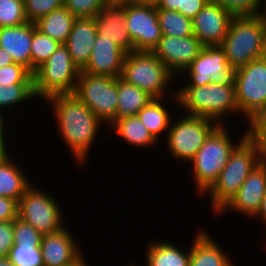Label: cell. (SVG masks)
<instances>
[{"label":"cell","mask_w":266,"mask_h":266,"mask_svg":"<svg viewBox=\"0 0 266 266\" xmlns=\"http://www.w3.org/2000/svg\"><path fill=\"white\" fill-rule=\"evenodd\" d=\"M44 102L49 103L58 135L69 147L72 158L84 166L103 122L74 93L54 95Z\"/></svg>","instance_id":"1"},{"label":"cell","mask_w":266,"mask_h":266,"mask_svg":"<svg viewBox=\"0 0 266 266\" xmlns=\"http://www.w3.org/2000/svg\"><path fill=\"white\" fill-rule=\"evenodd\" d=\"M261 162L259 142L249 133L231 152L217 181L204 194L210 195L211 212L217 214Z\"/></svg>","instance_id":"2"},{"label":"cell","mask_w":266,"mask_h":266,"mask_svg":"<svg viewBox=\"0 0 266 266\" xmlns=\"http://www.w3.org/2000/svg\"><path fill=\"white\" fill-rule=\"evenodd\" d=\"M172 90L168 98L172 95L169 99L181 106L187 115L202 116L219 125H226L223 121L226 115L239 114L235 85L210 83L201 87H180Z\"/></svg>","instance_id":"3"},{"label":"cell","mask_w":266,"mask_h":266,"mask_svg":"<svg viewBox=\"0 0 266 266\" xmlns=\"http://www.w3.org/2000/svg\"><path fill=\"white\" fill-rule=\"evenodd\" d=\"M220 47L228 64L237 69L266 56L265 23L261 14L233 16Z\"/></svg>","instance_id":"4"},{"label":"cell","mask_w":266,"mask_h":266,"mask_svg":"<svg viewBox=\"0 0 266 266\" xmlns=\"http://www.w3.org/2000/svg\"><path fill=\"white\" fill-rule=\"evenodd\" d=\"M225 125H219L205 140L202 147L189 163L194 178L196 191L202 196L217 181L220 172L225 167L231 152L250 133V128L237 142H233Z\"/></svg>","instance_id":"5"},{"label":"cell","mask_w":266,"mask_h":266,"mask_svg":"<svg viewBox=\"0 0 266 266\" xmlns=\"http://www.w3.org/2000/svg\"><path fill=\"white\" fill-rule=\"evenodd\" d=\"M120 78L153 98L167 99L169 84L176 76L152 52L131 51L126 53Z\"/></svg>","instance_id":"6"},{"label":"cell","mask_w":266,"mask_h":266,"mask_svg":"<svg viewBox=\"0 0 266 266\" xmlns=\"http://www.w3.org/2000/svg\"><path fill=\"white\" fill-rule=\"evenodd\" d=\"M80 69L73 63L65 44L59 47L33 73L35 97L46 100L59 94H73Z\"/></svg>","instance_id":"7"},{"label":"cell","mask_w":266,"mask_h":266,"mask_svg":"<svg viewBox=\"0 0 266 266\" xmlns=\"http://www.w3.org/2000/svg\"><path fill=\"white\" fill-rule=\"evenodd\" d=\"M235 93L239 116L250 128L266 113V56L236 69Z\"/></svg>","instance_id":"8"},{"label":"cell","mask_w":266,"mask_h":266,"mask_svg":"<svg viewBox=\"0 0 266 266\" xmlns=\"http://www.w3.org/2000/svg\"><path fill=\"white\" fill-rule=\"evenodd\" d=\"M218 126L214 120L184 114L179 120L171 122L165 137L166 148L177 161H180L179 163L189 164Z\"/></svg>","instance_id":"9"},{"label":"cell","mask_w":266,"mask_h":266,"mask_svg":"<svg viewBox=\"0 0 266 266\" xmlns=\"http://www.w3.org/2000/svg\"><path fill=\"white\" fill-rule=\"evenodd\" d=\"M74 94L105 124L116 120L117 78L92 75L80 70Z\"/></svg>","instance_id":"10"},{"label":"cell","mask_w":266,"mask_h":266,"mask_svg":"<svg viewBox=\"0 0 266 266\" xmlns=\"http://www.w3.org/2000/svg\"><path fill=\"white\" fill-rule=\"evenodd\" d=\"M56 201L53 195L31 185L18 201V217L42 235L57 232L65 223Z\"/></svg>","instance_id":"11"},{"label":"cell","mask_w":266,"mask_h":266,"mask_svg":"<svg viewBox=\"0 0 266 266\" xmlns=\"http://www.w3.org/2000/svg\"><path fill=\"white\" fill-rule=\"evenodd\" d=\"M187 74V83L180 87H201L217 83L235 85L236 69L228 64L226 54L220 46H205L182 74Z\"/></svg>","instance_id":"12"},{"label":"cell","mask_w":266,"mask_h":266,"mask_svg":"<svg viewBox=\"0 0 266 266\" xmlns=\"http://www.w3.org/2000/svg\"><path fill=\"white\" fill-rule=\"evenodd\" d=\"M125 25L134 51L152 52L162 38L155 2L126 4Z\"/></svg>","instance_id":"13"},{"label":"cell","mask_w":266,"mask_h":266,"mask_svg":"<svg viewBox=\"0 0 266 266\" xmlns=\"http://www.w3.org/2000/svg\"><path fill=\"white\" fill-rule=\"evenodd\" d=\"M204 46L195 35L176 37L162 35L152 53L174 74L180 75L190 66ZM177 73V74H176Z\"/></svg>","instance_id":"14"},{"label":"cell","mask_w":266,"mask_h":266,"mask_svg":"<svg viewBox=\"0 0 266 266\" xmlns=\"http://www.w3.org/2000/svg\"><path fill=\"white\" fill-rule=\"evenodd\" d=\"M266 192V163L261 162L247 176L238 192L229 200V202L216 214L234 211L242 213L249 218L254 217L259 212L263 196Z\"/></svg>","instance_id":"15"},{"label":"cell","mask_w":266,"mask_h":266,"mask_svg":"<svg viewBox=\"0 0 266 266\" xmlns=\"http://www.w3.org/2000/svg\"><path fill=\"white\" fill-rule=\"evenodd\" d=\"M233 15L209 0L192 19L193 33L205 46H220L227 34Z\"/></svg>","instance_id":"16"},{"label":"cell","mask_w":266,"mask_h":266,"mask_svg":"<svg viewBox=\"0 0 266 266\" xmlns=\"http://www.w3.org/2000/svg\"><path fill=\"white\" fill-rule=\"evenodd\" d=\"M73 236L72 231L66 227L43 235L40 244L43 266H69L78 260L83 251Z\"/></svg>","instance_id":"17"},{"label":"cell","mask_w":266,"mask_h":266,"mask_svg":"<svg viewBox=\"0 0 266 266\" xmlns=\"http://www.w3.org/2000/svg\"><path fill=\"white\" fill-rule=\"evenodd\" d=\"M126 52L114 40L96 36L92 53L83 72L108 77H120Z\"/></svg>","instance_id":"18"},{"label":"cell","mask_w":266,"mask_h":266,"mask_svg":"<svg viewBox=\"0 0 266 266\" xmlns=\"http://www.w3.org/2000/svg\"><path fill=\"white\" fill-rule=\"evenodd\" d=\"M126 4H106L95 17L97 36L114 40L126 53L134 51L132 40L125 25Z\"/></svg>","instance_id":"19"},{"label":"cell","mask_w":266,"mask_h":266,"mask_svg":"<svg viewBox=\"0 0 266 266\" xmlns=\"http://www.w3.org/2000/svg\"><path fill=\"white\" fill-rule=\"evenodd\" d=\"M35 24L26 22L20 26L0 28V47L6 50L14 63L26 67L31 72V41Z\"/></svg>","instance_id":"20"},{"label":"cell","mask_w":266,"mask_h":266,"mask_svg":"<svg viewBox=\"0 0 266 266\" xmlns=\"http://www.w3.org/2000/svg\"><path fill=\"white\" fill-rule=\"evenodd\" d=\"M96 36L95 18H76L65 45L73 63L80 70L90 59Z\"/></svg>","instance_id":"21"},{"label":"cell","mask_w":266,"mask_h":266,"mask_svg":"<svg viewBox=\"0 0 266 266\" xmlns=\"http://www.w3.org/2000/svg\"><path fill=\"white\" fill-rule=\"evenodd\" d=\"M192 242L189 266H235L221 245L204 228L195 232Z\"/></svg>","instance_id":"22"},{"label":"cell","mask_w":266,"mask_h":266,"mask_svg":"<svg viewBox=\"0 0 266 266\" xmlns=\"http://www.w3.org/2000/svg\"><path fill=\"white\" fill-rule=\"evenodd\" d=\"M145 266H189L191 247L182 250L170 241H151L146 247Z\"/></svg>","instance_id":"23"},{"label":"cell","mask_w":266,"mask_h":266,"mask_svg":"<svg viewBox=\"0 0 266 266\" xmlns=\"http://www.w3.org/2000/svg\"><path fill=\"white\" fill-rule=\"evenodd\" d=\"M19 166L10 156L0 158V196L11 198L17 202L32 182Z\"/></svg>","instance_id":"24"},{"label":"cell","mask_w":266,"mask_h":266,"mask_svg":"<svg viewBox=\"0 0 266 266\" xmlns=\"http://www.w3.org/2000/svg\"><path fill=\"white\" fill-rule=\"evenodd\" d=\"M75 20L76 17L63 6L41 17L34 24L39 32L48 35L60 44H65Z\"/></svg>","instance_id":"25"},{"label":"cell","mask_w":266,"mask_h":266,"mask_svg":"<svg viewBox=\"0 0 266 266\" xmlns=\"http://www.w3.org/2000/svg\"><path fill=\"white\" fill-rule=\"evenodd\" d=\"M118 134L120 139L131 146L138 147H156L157 140L152 136L150 131L136 116H128L116 119L110 126ZM114 127V128H113Z\"/></svg>","instance_id":"26"},{"label":"cell","mask_w":266,"mask_h":266,"mask_svg":"<svg viewBox=\"0 0 266 266\" xmlns=\"http://www.w3.org/2000/svg\"><path fill=\"white\" fill-rule=\"evenodd\" d=\"M117 94L116 119L136 116L153 99L146 91L127 83L120 77H117Z\"/></svg>","instance_id":"27"},{"label":"cell","mask_w":266,"mask_h":266,"mask_svg":"<svg viewBox=\"0 0 266 266\" xmlns=\"http://www.w3.org/2000/svg\"><path fill=\"white\" fill-rule=\"evenodd\" d=\"M162 100L165 98H153L137 113V117L157 141L162 133L166 135L169 131L172 122L171 116H173L167 109V104L165 105Z\"/></svg>","instance_id":"28"},{"label":"cell","mask_w":266,"mask_h":266,"mask_svg":"<svg viewBox=\"0 0 266 266\" xmlns=\"http://www.w3.org/2000/svg\"><path fill=\"white\" fill-rule=\"evenodd\" d=\"M162 35L189 37L194 35L192 19L183 14L165 9H157Z\"/></svg>","instance_id":"29"},{"label":"cell","mask_w":266,"mask_h":266,"mask_svg":"<svg viewBox=\"0 0 266 266\" xmlns=\"http://www.w3.org/2000/svg\"><path fill=\"white\" fill-rule=\"evenodd\" d=\"M60 43L48 35L39 32L35 26V32L31 41V73L33 74L59 47Z\"/></svg>","instance_id":"30"},{"label":"cell","mask_w":266,"mask_h":266,"mask_svg":"<svg viewBox=\"0 0 266 266\" xmlns=\"http://www.w3.org/2000/svg\"><path fill=\"white\" fill-rule=\"evenodd\" d=\"M32 98H35L33 84H0V113Z\"/></svg>","instance_id":"31"},{"label":"cell","mask_w":266,"mask_h":266,"mask_svg":"<svg viewBox=\"0 0 266 266\" xmlns=\"http://www.w3.org/2000/svg\"><path fill=\"white\" fill-rule=\"evenodd\" d=\"M28 22L24 0H0V28Z\"/></svg>","instance_id":"32"},{"label":"cell","mask_w":266,"mask_h":266,"mask_svg":"<svg viewBox=\"0 0 266 266\" xmlns=\"http://www.w3.org/2000/svg\"><path fill=\"white\" fill-rule=\"evenodd\" d=\"M9 258L15 266H43L40 246L14 245Z\"/></svg>","instance_id":"33"},{"label":"cell","mask_w":266,"mask_h":266,"mask_svg":"<svg viewBox=\"0 0 266 266\" xmlns=\"http://www.w3.org/2000/svg\"><path fill=\"white\" fill-rule=\"evenodd\" d=\"M106 4V0H65L64 2V6L76 18H95Z\"/></svg>","instance_id":"34"},{"label":"cell","mask_w":266,"mask_h":266,"mask_svg":"<svg viewBox=\"0 0 266 266\" xmlns=\"http://www.w3.org/2000/svg\"><path fill=\"white\" fill-rule=\"evenodd\" d=\"M65 0H24L25 14L28 22L35 23L51 11L64 6Z\"/></svg>","instance_id":"35"},{"label":"cell","mask_w":266,"mask_h":266,"mask_svg":"<svg viewBox=\"0 0 266 266\" xmlns=\"http://www.w3.org/2000/svg\"><path fill=\"white\" fill-rule=\"evenodd\" d=\"M13 236L16 245L26 243L32 246H40L43 237L32 225L19 217L13 220Z\"/></svg>","instance_id":"36"},{"label":"cell","mask_w":266,"mask_h":266,"mask_svg":"<svg viewBox=\"0 0 266 266\" xmlns=\"http://www.w3.org/2000/svg\"><path fill=\"white\" fill-rule=\"evenodd\" d=\"M233 16L261 14V0H213Z\"/></svg>","instance_id":"37"},{"label":"cell","mask_w":266,"mask_h":266,"mask_svg":"<svg viewBox=\"0 0 266 266\" xmlns=\"http://www.w3.org/2000/svg\"><path fill=\"white\" fill-rule=\"evenodd\" d=\"M0 84H33V74L23 65L12 63L0 68Z\"/></svg>","instance_id":"38"},{"label":"cell","mask_w":266,"mask_h":266,"mask_svg":"<svg viewBox=\"0 0 266 266\" xmlns=\"http://www.w3.org/2000/svg\"><path fill=\"white\" fill-rule=\"evenodd\" d=\"M15 245L13 236V221L0 222V257H9Z\"/></svg>","instance_id":"39"},{"label":"cell","mask_w":266,"mask_h":266,"mask_svg":"<svg viewBox=\"0 0 266 266\" xmlns=\"http://www.w3.org/2000/svg\"><path fill=\"white\" fill-rule=\"evenodd\" d=\"M18 217V202L11 198L0 196V222L13 221Z\"/></svg>","instance_id":"40"},{"label":"cell","mask_w":266,"mask_h":266,"mask_svg":"<svg viewBox=\"0 0 266 266\" xmlns=\"http://www.w3.org/2000/svg\"><path fill=\"white\" fill-rule=\"evenodd\" d=\"M250 134L259 142L261 158L266 163V121H255L250 126Z\"/></svg>","instance_id":"41"},{"label":"cell","mask_w":266,"mask_h":266,"mask_svg":"<svg viewBox=\"0 0 266 266\" xmlns=\"http://www.w3.org/2000/svg\"><path fill=\"white\" fill-rule=\"evenodd\" d=\"M209 0H182V8L179 13L193 19Z\"/></svg>","instance_id":"42"},{"label":"cell","mask_w":266,"mask_h":266,"mask_svg":"<svg viewBox=\"0 0 266 266\" xmlns=\"http://www.w3.org/2000/svg\"><path fill=\"white\" fill-rule=\"evenodd\" d=\"M5 113H0V158H3V157H6V156H9L8 154V147L6 146V139H5V131H6V124H5V120H4V116Z\"/></svg>","instance_id":"43"},{"label":"cell","mask_w":266,"mask_h":266,"mask_svg":"<svg viewBox=\"0 0 266 266\" xmlns=\"http://www.w3.org/2000/svg\"><path fill=\"white\" fill-rule=\"evenodd\" d=\"M155 5L157 9L179 12V8H182V0H156Z\"/></svg>","instance_id":"44"},{"label":"cell","mask_w":266,"mask_h":266,"mask_svg":"<svg viewBox=\"0 0 266 266\" xmlns=\"http://www.w3.org/2000/svg\"><path fill=\"white\" fill-rule=\"evenodd\" d=\"M14 63L10 54L0 47V68Z\"/></svg>","instance_id":"45"},{"label":"cell","mask_w":266,"mask_h":266,"mask_svg":"<svg viewBox=\"0 0 266 266\" xmlns=\"http://www.w3.org/2000/svg\"><path fill=\"white\" fill-rule=\"evenodd\" d=\"M254 218L257 220L260 218L262 220V222L264 224H266V192L263 196L261 206L259 208V212L257 213V215Z\"/></svg>","instance_id":"46"},{"label":"cell","mask_w":266,"mask_h":266,"mask_svg":"<svg viewBox=\"0 0 266 266\" xmlns=\"http://www.w3.org/2000/svg\"><path fill=\"white\" fill-rule=\"evenodd\" d=\"M137 2H139V0H106L107 4H116V5H125Z\"/></svg>","instance_id":"47"},{"label":"cell","mask_w":266,"mask_h":266,"mask_svg":"<svg viewBox=\"0 0 266 266\" xmlns=\"http://www.w3.org/2000/svg\"><path fill=\"white\" fill-rule=\"evenodd\" d=\"M86 262L87 261L85 260V254H84L78 260H76L74 263H72L69 266H89Z\"/></svg>","instance_id":"48"},{"label":"cell","mask_w":266,"mask_h":266,"mask_svg":"<svg viewBox=\"0 0 266 266\" xmlns=\"http://www.w3.org/2000/svg\"><path fill=\"white\" fill-rule=\"evenodd\" d=\"M0 266H15L9 257H0Z\"/></svg>","instance_id":"49"},{"label":"cell","mask_w":266,"mask_h":266,"mask_svg":"<svg viewBox=\"0 0 266 266\" xmlns=\"http://www.w3.org/2000/svg\"><path fill=\"white\" fill-rule=\"evenodd\" d=\"M261 12H266V0H261Z\"/></svg>","instance_id":"50"},{"label":"cell","mask_w":266,"mask_h":266,"mask_svg":"<svg viewBox=\"0 0 266 266\" xmlns=\"http://www.w3.org/2000/svg\"><path fill=\"white\" fill-rule=\"evenodd\" d=\"M261 15H262L264 23H265V36H266V12H261Z\"/></svg>","instance_id":"51"},{"label":"cell","mask_w":266,"mask_h":266,"mask_svg":"<svg viewBox=\"0 0 266 266\" xmlns=\"http://www.w3.org/2000/svg\"><path fill=\"white\" fill-rule=\"evenodd\" d=\"M256 121H266V113L263 116L259 117Z\"/></svg>","instance_id":"52"},{"label":"cell","mask_w":266,"mask_h":266,"mask_svg":"<svg viewBox=\"0 0 266 266\" xmlns=\"http://www.w3.org/2000/svg\"><path fill=\"white\" fill-rule=\"evenodd\" d=\"M156 0H139V2H155Z\"/></svg>","instance_id":"53"}]
</instances>
